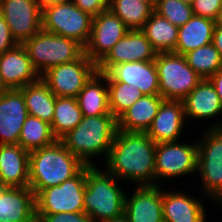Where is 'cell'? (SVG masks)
Segmentation results:
<instances>
[{"mask_svg":"<svg viewBox=\"0 0 222 222\" xmlns=\"http://www.w3.org/2000/svg\"><path fill=\"white\" fill-rule=\"evenodd\" d=\"M0 14L18 44H24L42 29L40 0H0Z\"/></svg>","mask_w":222,"mask_h":222,"instance_id":"12","label":"cell"},{"mask_svg":"<svg viewBox=\"0 0 222 222\" xmlns=\"http://www.w3.org/2000/svg\"><path fill=\"white\" fill-rule=\"evenodd\" d=\"M212 43L218 49L222 57V27L216 25Z\"/></svg>","mask_w":222,"mask_h":222,"instance_id":"40","label":"cell"},{"mask_svg":"<svg viewBox=\"0 0 222 222\" xmlns=\"http://www.w3.org/2000/svg\"><path fill=\"white\" fill-rule=\"evenodd\" d=\"M4 90H5L4 87L0 83V93H2Z\"/></svg>","mask_w":222,"mask_h":222,"instance_id":"49","label":"cell"},{"mask_svg":"<svg viewBox=\"0 0 222 222\" xmlns=\"http://www.w3.org/2000/svg\"><path fill=\"white\" fill-rule=\"evenodd\" d=\"M29 151L19 144H0V182L6 187H29Z\"/></svg>","mask_w":222,"mask_h":222,"instance_id":"20","label":"cell"},{"mask_svg":"<svg viewBox=\"0 0 222 222\" xmlns=\"http://www.w3.org/2000/svg\"><path fill=\"white\" fill-rule=\"evenodd\" d=\"M197 161L198 143H158L155 151V182L158 178L190 175L197 171Z\"/></svg>","mask_w":222,"mask_h":222,"instance_id":"11","label":"cell"},{"mask_svg":"<svg viewBox=\"0 0 222 222\" xmlns=\"http://www.w3.org/2000/svg\"><path fill=\"white\" fill-rule=\"evenodd\" d=\"M211 128H222V123L220 124H214L213 126H211Z\"/></svg>","mask_w":222,"mask_h":222,"instance_id":"48","label":"cell"},{"mask_svg":"<svg viewBox=\"0 0 222 222\" xmlns=\"http://www.w3.org/2000/svg\"><path fill=\"white\" fill-rule=\"evenodd\" d=\"M33 68L41 76L51 67L70 63L84 54V47L75 41L41 29L23 44Z\"/></svg>","mask_w":222,"mask_h":222,"instance_id":"5","label":"cell"},{"mask_svg":"<svg viewBox=\"0 0 222 222\" xmlns=\"http://www.w3.org/2000/svg\"><path fill=\"white\" fill-rule=\"evenodd\" d=\"M187 64L203 79H209L222 68L218 49L209 43L184 54Z\"/></svg>","mask_w":222,"mask_h":222,"instance_id":"32","label":"cell"},{"mask_svg":"<svg viewBox=\"0 0 222 222\" xmlns=\"http://www.w3.org/2000/svg\"><path fill=\"white\" fill-rule=\"evenodd\" d=\"M163 100L160 95H143L117 119L118 130L147 132Z\"/></svg>","mask_w":222,"mask_h":222,"instance_id":"22","label":"cell"},{"mask_svg":"<svg viewBox=\"0 0 222 222\" xmlns=\"http://www.w3.org/2000/svg\"><path fill=\"white\" fill-rule=\"evenodd\" d=\"M105 82L108 85L110 112L116 119L144 95L126 83L107 81V78Z\"/></svg>","mask_w":222,"mask_h":222,"instance_id":"33","label":"cell"},{"mask_svg":"<svg viewBox=\"0 0 222 222\" xmlns=\"http://www.w3.org/2000/svg\"><path fill=\"white\" fill-rule=\"evenodd\" d=\"M141 1H143V2H145L147 4H150L154 9H155V7H156V5L158 3V0H141Z\"/></svg>","mask_w":222,"mask_h":222,"instance_id":"44","label":"cell"},{"mask_svg":"<svg viewBox=\"0 0 222 222\" xmlns=\"http://www.w3.org/2000/svg\"><path fill=\"white\" fill-rule=\"evenodd\" d=\"M23 93L28 115L51 124L53 120L55 98L49 87L40 78L37 82L20 88Z\"/></svg>","mask_w":222,"mask_h":222,"instance_id":"27","label":"cell"},{"mask_svg":"<svg viewBox=\"0 0 222 222\" xmlns=\"http://www.w3.org/2000/svg\"><path fill=\"white\" fill-rule=\"evenodd\" d=\"M128 31L121 19L110 10L101 12L93 16L91 34L84 53L97 65Z\"/></svg>","mask_w":222,"mask_h":222,"instance_id":"13","label":"cell"},{"mask_svg":"<svg viewBox=\"0 0 222 222\" xmlns=\"http://www.w3.org/2000/svg\"><path fill=\"white\" fill-rule=\"evenodd\" d=\"M183 101L163 100L147 135L156 143L176 142L185 121Z\"/></svg>","mask_w":222,"mask_h":222,"instance_id":"19","label":"cell"},{"mask_svg":"<svg viewBox=\"0 0 222 222\" xmlns=\"http://www.w3.org/2000/svg\"><path fill=\"white\" fill-rule=\"evenodd\" d=\"M118 130L117 119L110 112L100 116H83L81 122L60 141L85 166H95L90 158L105 154L107 159Z\"/></svg>","mask_w":222,"mask_h":222,"instance_id":"3","label":"cell"},{"mask_svg":"<svg viewBox=\"0 0 222 222\" xmlns=\"http://www.w3.org/2000/svg\"><path fill=\"white\" fill-rule=\"evenodd\" d=\"M197 171L207 197L222 204V128H209L198 142ZM206 192V193H205Z\"/></svg>","mask_w":222,"mask_h":222,"instance_id":"8","label":"cell"},{"mask_svg":"<svg viewBox=\"0 0 222 222\" xmlns=\"http://www.w3.org/2000/svg\"><path fill=\"white\" fill-rule=\"evenodd\" d=\"M44 222H95L85 212H59L55 214H39Z\"/></svg>","mask_w":222,"mask_h":222,"instance_id":"36","label":"cell"},{"mask_svg":"<svg viewBox=\"0 0 222 222\" xmlns=\"http://www.w3.org/2000/svg\"><path fill=\"white\" fill-rule=\"evenodd\" d=\"M215 27L216 21L193 15L185 25L178 28V40L174 53L184 55L211 43Z\"/></svg>","mask_w":222,"mask_h":222,"instance_id":"25","label":"cell"},{"mask_svg":"<svg viewBox=\"0 0 222 222\" xmlns=\"http://www.w3.org/2000/svg\"><path fill=\"white\" fill-rule=\"evenodd\" d=\"M209 80L214 85L216 93L218 94L222 105V68L213 76H211Z\"/></svg>","mask_w":222,"mask_h":222,"instance_id":"39","label":"cell"},{"mask_svg":"<svg viewBox=\"0 0 222 222\" xmlns=\"http://www.w3.org/2000/svg\"><path fill=\"white\" fill-rule=\"evenodd\" d=\"M141 31L157 53L174 52L178 40V27L155 11Z\"/></svg>","mask_w":222,"mask_h":222,"instance_id":"28","label":"cell"},{"mask_svg":"<svg viewBox=\"0 0 222 222\" xmlns=\"http://www.w3.org/2000/svg\"><path fill=\"white\" fill-rule=\"evenodd\" d=\"M180 1L189 5H192L194 0H180Z\"/></svg>","mask_w":222,"mask_h":222,"instance_id":"47","label":"cell"},{"mask_svg":"<svg viewBox=\"0 0 222 222\" xmlns=\"http://www.w3.org/2000/svg\"><path fill=\"white\" fill-rule=\"evenodd\" d=\"M34 213L35 194L29 187H7L0 195V222H24Z\"/></svg>","mask_w":222,"mask_h":222,"instance_id":"21","label":"cell"},{"mask_svg":"<svg viewBox=\"0 0 222 222\" xmlns=\"http://www.w3.org/2000/svg\"><path fill=\"white\" fill-rule=\"evenodd\" d=\"M86 166L73 178L35 195L36 213L84 212Z\"/></svg>","mask_w":222,"mask_h":222,"instance_id":"9","label":"cell"},{"mask_svg":"<svg viewBox=\"0 0 222 222\" xmlns=\"http://www.w3.org/2000/svg\"><path fill=\"white\" fill-rule=\"evenodd\" d=\"M24 222H44L43 217L38 213H34L30 218L25 220Z\"/></svg>","mask_w":222,"mask_h":222,"instance_id":"41","label":"cell"},{"mask_svg":"<svg viewBox=\"0 0 222 222\" xmlns=\"http://www.w3.org/2000/svg\"><path fill=\"white\" fill-rule=\"evenodd\" d=\"M216 25L222 27V8H221V11L219 13V17L216 21Z\"/></svg>","mask_w":222,"mask_h":222,"instance_id":"45","label":"cell"},{"mask_svg":"<svg viewBox=\"0 0 222 222\" xmlns=\"http://www.w3.org/2000/svg\"><path fill=\"white\" fill-rule=\"evenodd\" d=\"M102 81H106V76L96 72L77 95L76 100L83 116L110 113L108 86H102Z\"/></svg>","mask_w":222,"mask_h":222,"instance_id":"26","label":"cell"},{"mask_svg":"<svg viewBox=\"0 0 222 222\" xmlns=\"http://www.w3.org/2000/svg\"><path fill=\"white\" fill-rule=\"evenodd\" d=\"M73 2L81 11L96 16L109 9L110 0H73Z\"/></svg>","mask_w":222,"mask_h":222,"instance_id":"37","label":"cell"},{"mask_svg":"<svg viewBox=\"0 0 222 222\" xmlns=\"http://www.w3.org/2000/svg\"><path fill=\"white\" fill-rule=\"evenodd\" d=\"M17 44L18 43L12 37L10 28L6 20L0 14V55L6 52L7 50L15 47Z\"/></svg>","mask_w":222,"mask_h":222,"instance_id":"38","label":"cell"},{"mask_svg":"<svg viewBox=\"0 0 222 222\" xmlns=\"http://www.w3.org/2000/svg\"><path fill=\"white\" fill-rule=\"evenodd\" d=\"M97 72V65L84 53L79 59L51 67L40 78L56 97L76 98Z\"/></svg>","mask_w":222,"mask_h":222,"instance_id":"10","label":"cell"},{"mask_svg":"<svg viewBox=\"0 0 222 222\" xmlns=\"http://www.w3.org/2000/svg\"><path fill=\"white\" fill-rule=\"evenodd\" d=\"M124 215L129 222H164L162 190L158 185L139 186L130 198L125 196Z\"/></svg>","mask_w":222,"mask_h":222,"instance_id":"18","label":"cell"},{"mask_svg":"<svg viewBox=\"0 0 222 222\" xmlns=\"http://www.w3.org/2000/svg\"><path fill=\"white\" fill-rule=\"evenodd\" d=\"M108 10L129 30H141L155 9L141 0H110Z\"/></svg>","mask_w":222,"mask_h":222,"instance_id":"30","label":"cell"},{"mask_svg":"<svg viewBox=\"0 0 222 222\" xmlns=\"http://www.w3.org/2000/svg\"><path fill=\"white\" fill-rule=\"evenodd\" d=\"M154 11L178 28L185 25L194 15L192 5L180 0H158Z\"/></svg>","mask_w":222,"mask_h":222,"instance_id":"34","label":"cell"},{"mask_svg":"<svg viewBox=\"0 0 222 222\" xmlns=\"http://www.w3.org/2000/svg\"><path fill=\"white\" fill-rule=\"evenodd\" d=\"M159 77V95L164 100L182 101L201 81L184 55L157 53L154 60Z\"/></svg>","mask_w":222,"mask_h":222,"instance_id":"6","label":"cell"},{"mask_svg":"<svg viewBox=\"0 0 222 222\" xmlns=\"http://www.w3.org/2000/svg\"><path fill=\"white\" fill-rule=\"evenodd\" d=\"M105 222H129L128 218L123 214L121 217L111 219Z\"/></svg>","mask_w":222,"mask_h":222,"instance_id":"43","label":"cell"},{"mask_svg":"<svg viewBox=\"0 0 222 222\" xmlns=\"http://www.w3.org/2000/svg\"><path fill=\"white\" fill-rule=\"evenodd\" d=\"M182 101L186 118L209 119L222 112L220 98L209 79H202Z\"/></svg>","mask_w":222,"mask_h":222,"instance_id":"23","label":"cell"},{"mask_svg":"<svg viewBox=\"0 0 222 222\" xmlns=\"http://www.w3.org/2000/svg\"><path fill=\"white\" fill-rule=\"evenodd\" d=\"M27 116V107L20 89H5L0 93V144H18Z\"/></svg>","mask_w":222,"mask_h":222,"instance_id":"17","label":"cell"},{"mask_svg":"<svg viewBox=\"0 0 222 222\" xmlns=\"http://www.w3.org/2000/svg\"><path fill=\"white\" fill-rule=\"evenodd\" d=\"M7 187L4 186L1 182H0V195L2 194V192L6 189Z\"/></svg>","mask_w":222,"mask_h":222,"instance_id":"46","label":"cell"},{"mask_svg":"<svg viewBox=\"0 0 222 222\" xmlns=\"http://www.w3.org/2000/svg\"><path fill=\"white\" fill-rule=\"evenodd\" d=\"M222 8V0H194L192 9L195 16L217 21Z\"/></svg>","mask_w":222,"mask_h":222,"instance_id":"35","label":"cell"},{"mask_svg":"<svg viewBox=\"0 0 222 222\" xmlns=\"http://www.w3.org/2000/svg\"><path fill=\"white\" fill-rule=\"evenodd\" d=\"M85 165L60 140L29 153V188L36 195L76 176Z\"/></svg>","mask_w":222,"mask_h":222,"instance_id":"2","label":"cell"},{"mask_svg":"<svg viewBox=\"0 0 222 222\" xmlns=\"http://www.w3.org/2000/svg\"><path fill=\"white\" fill-rule=\"evenodd\" d=\"M39 79L40 75L33 68L23 44H17L0 55V83L4 89H20Z\"/></svg>","mask_w":222,"mask_h":222,"instance_id":"15","label":"cell"},{"mask_svg":"<svg viewBox=\"0 0 222 222\" xmlns=\"http://www.w3.org/2000/svg\"><path fill=\"white\" fill-rule=\"evenodd\" d=\"M73 0H40L42 4L68 3Z\"/></svg>","mask_w":222,"mask_h":222,"instance_id":"42","label":"cell"},{"mask_svg":"<svg viewBox=\"0 0 222 222\" xmlns=\"http://www.w3.org/2000/svg\"><path fill=\"white\" fill-rule=\"evenodd\" d=\"M204 205L191 196L162 191V212L164 222H205Z\"/></svg>","mask_w":222,"mask_h":222,"instance_id":"24","label":"cell"},{"mask_svg":"<svg viewBox=\"0 0 222 222\" xmlns=\"http://www.w3.org/2000/svg\"><path fill=\"white\" fill-rule=\"evenodd\" d=\"M116 178L96 166H86L84 212L95 222H105L124 214L125 196Z\"/></svg>","mask_w":222,"mask_h":222,"instance_id":"4","label":"cell"},{"mask_svg":"<svg viewBox=\"0 0 222 222\" xmlns=\"http://www.w3.org/2000/svg\"><path fill=\"white\" fill-rule=\"evenodd\" d=\"M93 16L81 11L74 2L42 4V29L74 39L83 47L89 41Z\"/></svg>","mask_w":222,"mask_h":222,"instance_id":"7","label":"cell"},{"mask_svg":"<svg viewBox=\"0 0 222 222\" xmlns=\"http://www.w3.org/2000/svg\"><path fill=\"white\" fill-rule=\"evenodd\" d=\"M156 143L146 132L117 130L105 161L106 171L117 179L155 186Z\"/></svg>","mask_w":222,"mask_h":222,"instance_id":"1","label":"cell"},{"mask_svg":"<svg viewBox=\"0 0 222 222\" xmlns=\"http://www.w3.org/2000/svg\"><path fill=\"white\" fill-rule=\"evenodd\" d=\"M157 52L141 30H129L97 64V72L106 73L113 65L153 61Z\"/></svg>","mask_w":222,"mask_h":222,"instance_id":"14","label":"cell"},{"mask_svg":"<svg viewBox=\"0 0 222 222\" xmlns=\"http://www.w3.org/2000/svg\"><path fill=\"white\" fill-rule=\"evenodd\" d=\"M82 111L74 97H56L51 130L54 137L60 140L73 130L82 120Z\"/></svg>","mask_w":222,"mask_h":222,"instance_id":"29","label":"cell"},{"mask_svg":"<svg viewBox=\"0 0 222 222\" xmlns=\"http://www.w3.org/2000/svg\"><path fill=\"white\" fill-rule=\"evenodd\" d=\"M56 140L49 123L38 117L28 115L23 123L18 144L30 152L49 146Z\"/></svg>","mask_w":222,"mask_h":222,"instance_id":"31","label":"cell"},{"mask_svg":"<svg viewBox=\"0 0 222 222\" xmlns=\"http://www.w3.org/2000/svg\"><path fill=\"white\" fill-rule=\"evenodd\" d=\"M103 74L107 81L126 83L144 95H159V77L154 60L115 64Z\"/></svg>","mask_w":222,"mask_h":222,"instance_id":"16","label":"cell"}]
</instances>
